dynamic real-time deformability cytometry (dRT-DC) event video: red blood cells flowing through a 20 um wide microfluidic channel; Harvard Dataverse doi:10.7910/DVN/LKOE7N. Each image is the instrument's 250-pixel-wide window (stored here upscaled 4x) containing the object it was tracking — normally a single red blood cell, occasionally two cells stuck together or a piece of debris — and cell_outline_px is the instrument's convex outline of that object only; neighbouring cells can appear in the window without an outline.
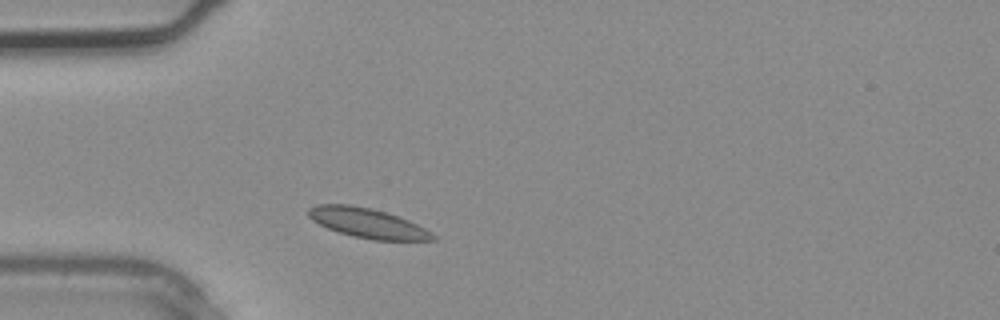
{"species": "common noctule bat (a hibernating species)", "species_latin": "Nyctalus noctula", "temperature_condition": "warm", "stored_images_in_passage": 1, "camera_frame_rate_fps": 3000, "um_per_image_px": 0.085, "animal": {"sex": "male", "body_mass_g": 20.4}, "frame": {"image": 1, "passage_image": 1, "time_ms": 0.0, "image_size_px": [1000, 320], "cell_outline_px": [[436, 240], [372, 240], [352, 236], [328, 228], [312, 220], [308, 216], [308, 208], [316, 204], [352, 204], [384, 212], [408, 220], [432, 232], [436, 236]], "centroid_in_image_um": [31.22, 18.96], "position_along_channel_um": 53.8, "area_um2": 21.33}}